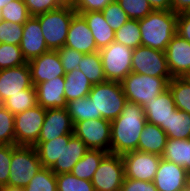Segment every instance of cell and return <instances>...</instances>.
Here are the masks:
<instances>
[{
  "instance_id": "1",
  "label": "cell",
  "mask_w": 190,
  "mask_h": 191,
  "mask_svg": "<svg viewBox=\"0 0 190 191\" xmlns=\"http://www.w3.org/2000/svg\"><path fill=\"white\" fill-rule=\"evenodd\" d=\"M146 123L143 107L127 101L121 114L111 121L110 153L123 155L138 150L140 134Z\"/></svg>"
},
{
  "instance_id": "2",
  "label": "cell",
  "mask_w": 190,
  "mask_h": 191,
  "mask_svg": "<svg viewBox=\"0 0 190 191\" xmlns=\"http://www.w3.org/2000/svg\"><path fill=\"white\" fill-rule=\"evenodd\" d=\"M178 14L173 11L153 10L139 20L141 46L166 51L167 45L177 33Z\"/></svg>"
},
{
  "instance_id": "3",
  "label": "cell",
  "mask_w": 190,
  "mask_h": 191,
  "mask_svg": "<svg viewBox=\"0 0 190 191\" xmlns=\"http://www.w3.org/2000/svg\"><path fill=\"white\" fill-rule=\"evenodd\" d=\"M76 13L73 5L64 4L55 10L35 16L39 20L49 50H58L65 45L70 22Z\"/></svg>"
},
{
  "instance_id": "4",
  "label": "cell",
  "mask_w": 190,
  "mask_h": 191,
  "mask_svg": "<svg viewBox=\"0 0 190 191\" xmlns=\"http://www.w3.org/2000/svg\"><path fill=\"white\" fill-rule=\"evenodd\" d=\"M173 77H153L131 72L122 81L126 100L143 106L168 89V83Z\"/></svg>"
},
{
  "instance_id": "5",
  "label": "cell",
  "mask_w": 190,
  "mask_h": 191,
  "mask_svg": "<svg viewBox=\"0 0 190 191\" xmlns=\"http://www.w3.org/2000/svg\"><path fill=\"white\" fill-rule=\"evenodd\" d=\"M96 108V115L112 121L122 112L127 102L121 82L106 81L92 86L88 94Z\"/></svg>"
},
{
  "instance_id": "6",
  "label": "cell",
  "mask_w": 190,
  "mask_h": 191,
  "mask_svg": "<svg viewBox=\"0 0 190 191\" xmlns=\"http://www.w3.org/2000/svg\"><path fill=\"white\" fill-rule=\"evenodd\" d=\"M41 168L34 146L13 145L8 186L25 188Z\"/></svg>"
},
{
  "instance_id": "7",
  "label": "cell",
  "mask_w": 190,
  "mask_h": 191,
  "mask_svg": "<svg viewBox=\"0 0 190 191\" xmlns=\"http://www.w3.org/2000/svg\"><path fill=\"white\" fill-rule=\"evenodd\" d=\"M133 50L115 41L99 50L107 81L121 82L132 72Z\"/></svg>"
},
{
  "instance_id": "8",
  "label": "cell",
  "mask_w": 190,
  "mask_h": 191,
  "mask_svg": "<svg viewBox=\"0 0 190 191\" xmlns=\"http://www.w3.org/2000/svg\"><path fill=\"white\" fill-rule=\"evenodd\" d=\"M73 134L80 138L88 149L110 153L111 121L100 118L76 122L73 126Z\"/></svg>"
},
{
  "instance_id": "9",
  "label": "cell",
  "mask_w": 190,
  "mask_h": 191,
  "mask_svg": "<svg viewBox=\"0 0 190 191\" xmlns=\"http://www.w3.org/2000/svg\"><path fill=\"white\" fill-rule=\"evenodd\" d=\"M46 109L40 105L14 115L15 145L33 146L40 136Z\"/></svg>"
},
{
  "instance_id": "10",
  "label": "cell",
  "mask_w": 190,
  "mask_h": 191,
  "mask_svg": "<svg viewBox=\"0 0 190 191\" xmlns=\"http://www.w3.org/2000/svg\"><path fill=\"white\" fill-rule=\"evenodd\" d=\"M125 178L121 155L108 153L92 177L95 191H120Z\"/></svg>"
},
{
  "instance_id": "11",
  "label": "cell",
  "mask_w": 190,
  "mask_h": 191,
  "mask_svg": "<svg viewBox=\"0 0 190 191\" xmlns=\"http://www.w3.org/2000/svg\"><path fill=\"white\" fill-rule=\"evenodd\" d=\"M132 72L153 77H172L165 52L145 46L133 50Z\"/></svg>"
},
{
  "instance_id": "12",
  "label": "cell",
  "mask_w": 190,
  "mask_h": 191,
  "mask_svg": "<svg viewBox=\"0 0 190 191\" xmlns=\"http://www.w3.org/2000/svg\"><path fill=\"white\" fill-rule=\"evenodd\" d=\"M124 163L125 178L139 181H154L161 156L141 152L131 151L121 155Z\"/></svg>"
},
{
  "instance_id": "13",
  "label": "cell",
  "mask_w": 190,
  "mask_h": 191,
  "mask_svg": "<svg viewBox=\"0 0 190 191\" xmlns=\"http://www.w3.org/2000/svg\"><path fill=\"white\" fill-rule=\"evenodd\" d=\"M189 179L190 175L182 166L161 159L153 182L158 191H185Z\"/></svg>"
},
{
  "instance_id": "14",
  "label": "cell",
  "mask_w": 190,
  "mask_h": 191,
  "mask_svg": "<svg viewBox=\"0 0 190 191\" xmlns=\"http://www.w3.org/2000/svg\"><path fill=\"white\" fill-rule=\"evenodd\" d=\"M27 63L30 68L31 80L34 86L55 79L58 76H65L57 50H49Z\"/></svg>"
},
{
  "instance_id": "15",
  "label": "cell",
  "mask_w": 190,
  "mask_h": 191,
  "mask_svg": "<svg viewBox=\"0 0 190 191\" xmlns=\"http://www.w3.org/2000/svg\"><path fill=\"white\" fill-rule=\"evenodd\" d=\"M33 86L28 63L14 68L0 70V104L10 96Z\"/></svg>"
},
{
  "instance_id": "16",
  "label": "cell",
  "mask_w": 190,
  "mask_h": 191,
  "mask_svg": "<svg viewBox=\"0 0 190 191\" xmlns=\"http://www.w3.org/2000/svg\"><path fill=\"white\" fill-rule=\"evenodd\" d=\"M73 126L66 108L46 109L44 123L37 142L50 141L63 135L73 134Z\"/></svg>"
},
{
  "instance_id": "17",
  "label": "cell",
  "mask_w": 190,
  "mask_h": 191,
  "mask_svg": "<svg viewBox=\"0 0 190 191\" xmlns=\"http://www.w3.org/2000/svg\"><path fill=\"white\" fill-rule=\"evenodd\" d=\"M64 46L84 54H91L99 51L87 21L81 14L76 13L73 16Z\"/></svg>"
},
{
  "instance_id": "18",
  "label": "cell",
  "mask_w": 190,
  "mask_h": 191,
  "mask_svg": "<svg viewBox=\"0 0 190 191\" xmlns=\"http://www.w3.org/2000/svg\"><path fill=\"white\" fill-rule=\"evenodd\" d=\"M19 46L27 62L49 51L39 20L35 16H31L23 24V36Z\"/></svg>"
},
{
  "instance_id": "19",
  "label": "cell",
  "mask_w": 190,
  "mask_h": 191,
  "mask_svg": "<svg viewBox=\"0 0 190 191\" xmlns=\"http://www.w3.org/2000/svg\"><path fill=\"white\" fill-rule=\"evenodd\" d=\"M167 64L172 77H184L190 70V42L177 33L167 45Z\"/></svg>"
},
{
  "instance_id": "20",
  "label": "cell",
  "mask_w": 190,
  "mask_h": 191,
  "mask_svg": "<svg viewBox=\"0 0 190 191\" xmlns=\"http://www.w3.org/2000/svg\"><path fill=\"white\" fill-rule=\"evenodd\" d=\"M88 151L86 144L74 134L62 136V152L55 164L50 168L56 175L70 173L74 165Z\"/></svg>"
},
{
  "instance_id": "21",
  "label": "cell",
  "mask_w": 190,
  "mask_h": 191,
  "mask_svg": "<svg viewBox=\"0 0 190 191\" xmlns=\"http://www.w3.org/2000/svg\"><path fill=\"white\" fill-rule=\"evenodd\" d=\"M148 123L155 124L167 132L168 119L177 108L171 91L166 89L143 106Z\"/></svg>"
},
{
  "instance_id": "22",
  "label": "cell",
  "mask_w": 190,
  "mask_h": 191,
  "mask_svg": "<svg viewBox=\"0 0 190 191\" xmlns=\"http://www.w3.org/2000/svg\"><path fill=\"white\" fill-rule=\"evenodd\" d=\"M64 76L42 82L35 86L38 105L45 109L66 108L67 101L64 97Z\"/></svg>"
},
{
  "instance_id": "23",
  "label": "cell",
  "mask_w": 190,
  "mask_h": 191,
  "mask_svg": "<svg viewBox=\"0 0 190 191\" xmlns=\"http://www.w3.org/2000/svg\"><path fill=\"white\" fill-rule=\"evenodd\" d=\"M81 14L87 21L96 46L100 50L115 41V32L104 19L102 11H92Z\"/></svg>"
},
{
  "instance_id": "24",
  "label": "cell",
  "mask_w": 190,
  "mask_h": 191,
  "mask_svg": "<svg viewBox=\"0 0 190 191\" xmlns=\"http://www.w3.org/2000/svg\"><path fill=\"white\" fill-rule=\"evenodd\" d=\"M166 142V132L159 126L147 122L140 134L138 151L162 156Z\"/></svg>"
},
{
  "instance_id": "25",
  "label": "cell",
  "mask_w": 190,
  "mask_h": 191,
  "mask_svg": "<svg viewBox=\"0 0 190 191\" xmlns=\"http://www.w3.org/2000/svg\"><path fill=\"white\" fill-rule=\"evenodd\" d=\"M161 157L182 166L190 175V139L167 138Z\"/></svg>"
},
{
  "instance_id": "26",
  "label": "cell",
  "mask_w": 190,
  "mask_h": 191,
  "mask_svg": "<svg viewBox=\"0 0 190 191\" xmlns=\"http://www.w3.org/2000/svg\"><path fill=\"white\" fill-rule=\"evenodd\" d=\"M64 97L67 102L88 96L92 83L79 69L65 73Z\"/></svg>"
},
{
  "instance_id": "27",
  "label": "cell",
  "mask_w": 190,
  "mask_h": 191,
  "mask_svg": "<svg viewBox=\"0 0 190 191\" xmlns=\"http://www.w3.org/2000/svg\"><path fill=\"white\" fill-rule=\"evenodd\" d=\"M107 154L106 151L88 149L85 155L74 165L70 173L76 178L91 181L102 159Z\"/></svg>"
},
{
  "instance_id": "28",
  "label": "cell",
  "mask_w": 190,
  "mask_h": 191,
  "mask_svg": "<svg viewBox=\"0 0 190 191\" xmlns=\"http://www.w3.org/2000/svg\"><path fill=\"white\" fill-rule=\"evenodd\" d=\"M66 109L70 114L73 125L76 122L87 119H100L101 115H96V108L89 96L77 98L67 102Z\"/></svg>"
},
{
  "instance_id": "29",
  "label": "cell",
  "mask_w": 190,
  "mask_h": 191,
  "mask_svg": "<svg viewBox=\"0 0 190 191\" xmlns=\"http://www.w3.org/2000/svg\"><path fill=\"white\" fill-rule=\"evenodd\" d=\"M13 115L38 105L35 86L24 89L20 94L10 96L2 103Z\"/></svg>"
},
{
  "instance_id": "30",
  "label": "cell",
  "mask_w": 190,
  "mask_h": 191,
  "mask_svg": "<svg viewBox=\"0 0 190 191\" xmlns=\"http://www.w3.org/2000/svg\"><path fill=\"white\" fill-rule=\"evenodd\" d=\"M78 69L85 74L92 85L107 81L103 72L99 51L91 54H84Z\"/></svg>"
},
{
  "instance_id": "31",
  "label": "cell",
  "mask_w": 190,
  "mask_h": 191,
  "mask_svg": "<svg viewBox=\"0 0 190 191\" xmlns=\"http://www.w3.org/2000/svg\"><path fill=\"white\" fill-rule=\"evenodd\" d=\"M167 138L190 139V114L176 109L168 119Z\"/></svg>"
},
{
  "instance_id": "32",
  "label": "cell",
  "mask_w": 190,
  "mask_h": 191,
  "mask_svg": "<svg viewBox=\"0 0 190 191\" xmlns=\"http://www.w3.org/2000/svg\"><path fill=\"white\" fill-rule=\"evenodd\" d=\"M43 168H51L62 152V136L50 141L36 142L33 145Z\"/></svg>"
},
{
  "instance_id": "33",
  "label": "cell",
  "mask_w": 190,
  "mask_h": 191,
  "mask_svg": "<svg viewBox=\"0 0 190 191\" xmlns=\"http://www.w3.org/2000/svg\"><path fill=\"white\" fill-rule=\"evenodd\" d=\"M168 88L176 108L190 114V83L183 77H173L168 83Z\"/></svg>"
},
{
  "instance_id": "34",
  "label": "cell",
  "mask_w": 190,
  "mask_h": 191,
  "mask_svg": "<svg viewBox=\"0 0 190 191\" xmlns=\"http://www.w3.org/2000/svg\"><path fill=\"white\" fill-rule=\"evenodd\" d=\"M115 42L132 49L141 46L139 20L129 19L119 30H117L115 32Z\"/></svg>"
},
{
  "instance_id": "35",
  "label": "cell",
  "mask_w": 190,
  "mask_h": 191,
  "mask_svg": "<svg viewBox=\"0 0 190 191\" xmlns=\"http://www.w3.org/2000/svg\"><path fill=\"white\" fill-rule=\"evenodd\" d=\"M24 191H57L56 174L50 168H41Z\"/></svg>"
},
{
  "instance_id": "36",
  "label": "cell",
  "mask_w": 190,
  "mask_h": 191,
  "mask_svg": "<svg viewBox=\"0 0 190 191\" xmlns=\"http://www.w3.org/2000/svg\"><path fill=\"white\" fill-rule=\"evenodd\" d=\"M26 63L20 46L0 43V70L19 67Z\"/></svg>"
},
{
  "instance_id": "37",
  "label": "cell",
  "mask_w": 190,
  "mask_h": 191,
  "mask_svg": "<svg viewBox=\"0 0 190 191\" xmlns=\"http://www.w3.org/2000/svg\"><path fill=\"white\" fill-rule=\"evenodd\" d=\"M31 16L24 0H13L1 9V20L24 24Z\"/></svg>"
},
{
  "instance_id": "38",
  "label": "cell",
  "mask_w": 190,
  "mask_h": 191,
  "mask_svg": "<svg viewBox=\"0 0 190 191\" xmlns=\"http://www.w3.org/2000/svg\"><path fill=\"white\" fill-rule=\"evenodd\" d=\"M57 191H95L91 181L76 178L71 173L56 175Z\"/></svg>"
},
{
  "instance_id": "39",
  "label": "cell",
  "mask_w": 190,
  "mask_h": 191,
  "mask_svg": "<svg viewBox=\"0 0 190 191\" xmlns=\"http://www.w3.org/2000/svg\"><path fill=\"white\" fill-rule=\"evenodd\" d=\"M0 144L15 145L14 115L0 104Z\"/></svg>"
},
{
  "instance_id": "40",
  "label": "cell",
  "mask_w": 190,
  "mask_h": 191,
  "mask_svg": "<svg viewBox=\"0 0 190 191\" xmlns=\"http://www.w3.org/2000/svg\"><path fill=\"white\" fill-rule=\"evenodd\" d=\"M104 19L108 25L116 32L119 30L128 20V16L121 8L120 4L114 0L109 3L102 11Z\"/></svg>"
},
{
  "instance_id": "41",
  "label": "cell",
  "mask_w": 190,
  "mask_h": 191,
  "mask_svg": "<svg viewBox=\"0 0 190 191\" xmlns=\"http://www.w3.org/2000/svg\"><path fill=\"white\" fill-rule=\"evenodd\" d=\"M129 19L140 20L153 11L147 0H116Z\"/></svg>"
},
{
  "instance_id": "42",
  "label": "cell",
  "mask_w": 190,
  "mask_h": 191,
  "mask_svg": "<svg viewBox=\"0 0 190 191\" xmlns=\"http://www.w3.org/2000/svg\"><path fill=\"white\" fill-rule=\"evenodd\" d=\"M23 36V24L0 21V43L19 46Z\"/></svg>"
},
{
  "instance_id": "43",
  "label": "cell",
  "mask_w": 190,
  "mask_h": 191,
  "mask_svg": "<svg viewBox=\"0 0 190 191\" xmlns=\"http://www.w3.org/2000/svg\"><path fill=\"white\" fill-rule=\"evenodd\" d=\"M64 72L68 73L75 69H78L81 59L84 53L76 51L75 49L63 46L57 50Z\"/></svg>"
},
{
  "instance_id": "44",
  "label": "cell",
  "mask_w": 190,
  "mask_h": 191,
  "mask_svg": "<svg viewBox=\"0 0 190 191\" xmlns=\"http://www.w3.org/2000/svg\"><path fill=\"white\" fill-rule=\"evenodd\" d=\"M30 16H37L64 5L62 0H24Z\"/></svg>"
},
{
  "instance_id": "45",
  "label": "cell",
  "mask_w": 190,
  "mask_h": 191,
  "mask_svg": "<svg viewBox=\"0 0 190 191\" xmlns=\"http://www.w3.org/2000/svg\"><path fill=\"white\" fill-rule=\"evenodd\" d=\"M13 145L0 146V187L8 186Z\"/></svg>"
},
{
  "instance_id": "46",
  "label": "cell",
  "mask_w": 190,
  "mask_h": 191,
  "mask_svg": "<svg viewBox=\"0 0 190 191\" xmlns=\"http://www.w3.org/2000/svg\"><path fill=\"white\" fill-rule=\"evenodd\" d=\"M114 0H77L74 4V10L77 13L92 11H103V9Z\"/></svg>"
},
{
  "instance_id": "47",
  "label": "cell",
  "mask_w": 190,
  "mask_h": 191,
  "mask_svg": "<svg viewBox=\"0 0 190 191\" xmlns=\"http://www.w3.org/2000/svg\"><path fill=\"white\" fill-rule=\"evenodd\" d=\"M120 191H158L154 182L124 178Z\"/></svg>"
},
{
  "instance_id": "48",
  "label": "cell",
  "mask_w": 190,
  "mask_h": 191,
  "mask_svg": "<svg viewBox=\"0 0 190 191\" xmlns=\"http://www.w3.org/2000/svg\"><path fill=\"white\" fill-rule=\"evenodd\" d=\"M177 34L190 42V12L178 14Z\"/></svg>"
},
{
  "instance_id": "49",
  "label": "cell",
  "mask_w": 190,
  "mask_h": 191,
  "mask_svg": "<svg viewBox=\"0 0 190 191\" xmlns=\"http://www.w3.org/2000/svg\"><path fill=\"white\" fill-rule=\"evenodd\" d=\"M156 11H172V0H147Z\"/></svg>"
},
{
  "instance_id": "50",
  "label": "cell",
  "mask_w": 190,
  "mask_h": 191,
  "mask_svg": "<svg viewBox=\"0 0 190 191\" xmlns=\"http://www.w3.org/2000/svg\"><path fill=\"white\" fill-rule=\"evenodd\" d=\"M172 11L176 14L190 12V0H172Z\"/></svg>"
},
{
  "instance_id": "51",
  "label": "cell",
  "mask_w": 190,
  "mask_h": 191,
  "mask_svg": "<svg viewBox=\"0 0 190 191\" xmlns=\"http://www.w3.org/2000/svg\"><path fill=\"white\" fill-rule=\"evenodd\" d=\"M0 191H24V188L2 186V187H0Z\"/></svg>"
},
{
  "instance_id": "52",
  "label": "cell",
  "mask_w": 190,
  "mask_h": 191,
  "mask_svg": "<svg viewBox=\"0 0 190 191\" xmlns=\"http://www.w3.org/2000/svg\"><path fill=\"white\" fill-rule=\"evenodd\" d=\"M13 0H0V10Z\"/></svg>"
},
{
  "instance_id": "53",
  "label": "cell",
  "mask_w": 190,
  "mask_h": 191,
  "mask_svg": "<svg viewBox=\"0 0 190 191\" xmlns=\"http://www.w3.org/2000/svg\"><path fill=\"white\" fill-rule=\"evenodd\" d=\"M64 4L73 5L77 0H62Z\"/></svg>"
},
{
  "instance_id": "54",
  "label": "cell",
  "mask_w": 190,
  "mask_h": 191,
  "mask_svg": "<svg viewBox=\"0 0 190 191\" xmlns=\"http://www.w3.org/2000/svg\"><path fill=\"white\" fill-rule=\"evenodd\" d=\"M190 83V70L187 72V74L183 77Z\"/></svg>"
}]
</instances>
